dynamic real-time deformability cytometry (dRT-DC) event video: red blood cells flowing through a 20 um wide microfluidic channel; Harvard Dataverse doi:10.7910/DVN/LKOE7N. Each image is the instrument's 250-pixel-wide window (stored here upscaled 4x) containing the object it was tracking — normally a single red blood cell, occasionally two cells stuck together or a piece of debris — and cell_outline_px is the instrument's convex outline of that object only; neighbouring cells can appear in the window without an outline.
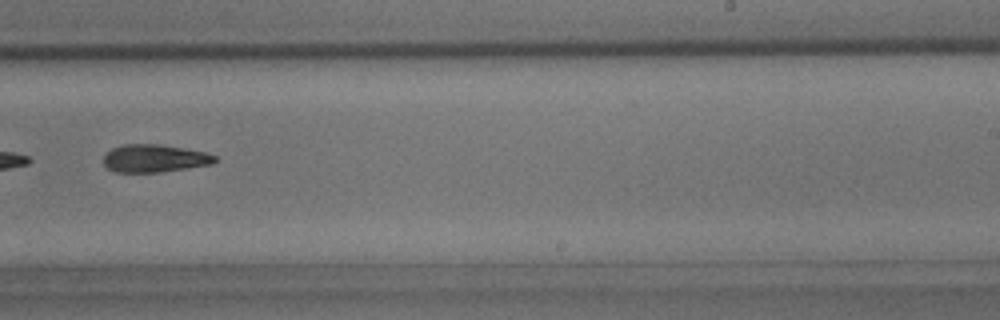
{"species": "common noctule bat (a hibernating species)", "species_latin": "Nyctalus noctula", "temperature_condition": "room temperature", "stored_images_in_passage": 40, "segment_of_instrument_passage": [2, 2], "camera_frame_rate_fps": 3000, "um_per_image_px": 0.085, "animal": {"sex": "male", "body_mass_g": 15.6}, "frame": {"image": 1, "passage_image": 25, "time_ms": 8.0, "image_size_px": [1000, 320], "cell_outline_px": [[220, 160], [212, 164], [160, 172], [116, 172], [108, 168], [104, 164], [104, 156], [112, 148], [124, 144], [160, 144], [184, 148], [204, 152], [216, 156]], "centroid_in_image_um": [13.16, 13.46], "position_along_channel_um": 275.8, "area_um2": 17.98}}